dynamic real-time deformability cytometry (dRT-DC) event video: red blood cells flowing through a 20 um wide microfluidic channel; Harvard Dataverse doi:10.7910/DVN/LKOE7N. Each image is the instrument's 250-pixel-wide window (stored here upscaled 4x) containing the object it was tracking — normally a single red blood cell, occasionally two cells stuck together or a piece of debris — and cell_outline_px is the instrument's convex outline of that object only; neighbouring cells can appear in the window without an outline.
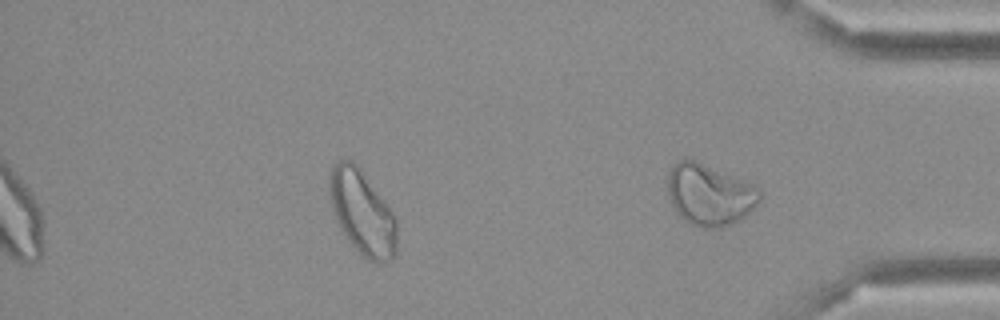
{"species": "Egyptian fruit bat (a non-hibernating species)", "species_latin": "Rousettus aegyptiacus", "temperature_condition": "cold", "stored_images_in_passage": 35, "camera_frame_rate_fps": 3000, "um_per_image_px": 0.085, "frame": {"image": 1, "passage_image": 35, "time_ms": 11.333, "image_size_px": [1000, 320], "cell_outline_px": [[760, 200], [740, 220], [732, 224], [720, 228], [704, 228], [692, 224], [684, 220], [676, 212], [668, 196], [668, 172], [672, 164], [680, 160], [696, 160], [760, 188]], "centroid_in_image_um": [60.28, 16.56], "position_along_channel_um": 374.9, "area_um2": 32.66}}